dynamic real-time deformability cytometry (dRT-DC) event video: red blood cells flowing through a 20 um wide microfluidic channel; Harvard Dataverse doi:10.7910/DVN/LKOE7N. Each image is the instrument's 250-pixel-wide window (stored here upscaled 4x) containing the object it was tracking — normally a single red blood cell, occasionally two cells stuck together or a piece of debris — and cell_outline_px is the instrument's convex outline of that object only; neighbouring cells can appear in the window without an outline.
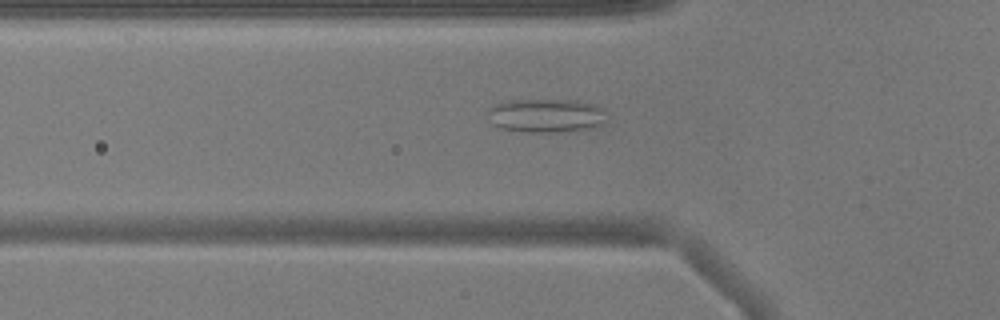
{"species": "common noctule bat (a hibernating species)", "species_latin": "Nyctalus noctula", "temperature_condition": "warm", "stored_images_in_passage": 45, "camera_frame_rate_fps": 3000, "um_per_image_px": 0.085, "animal": {"sex": "male", "body_mass_g": 17.9}, "frame": {"image": 1, "passage_image": 10, "time_ms": 3.0, "image_size_px": [1000, 320], "cell_outline_px": [[604, 120], [600, 124], [592, 128], [556, 132], [524, 132], [500, 128], [492, 124], [488, 112], [496, 104], [508, 100], [576, 100], [596, 104], [604, 108]], "centroid_in_image_um": [46.42, 9.82], "position_along_channel_um": 79.4, "area_um2": 23.29}}
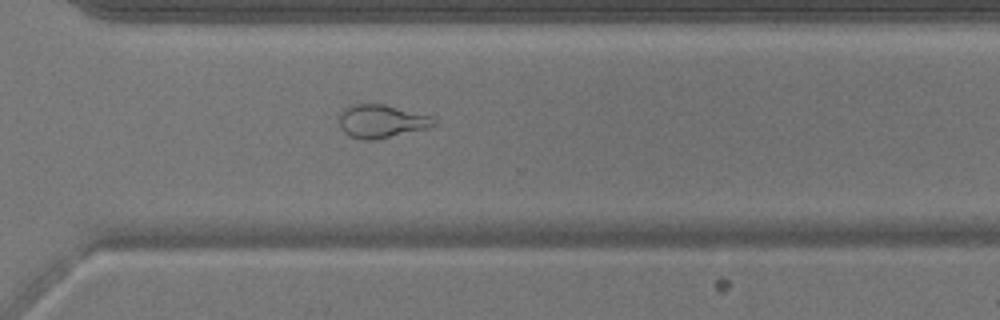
{"frame": {"image": 2, "passage_image": 30, "time_ms": 9.667, "image_size_px": [1000, 320], "cell_outline_px": [[436, 128], [368, 140], [364, 140], [348, 136], [340, 128], [340, 112], [348, 104], [384, 104], [428, 116], [436, 120]], "centroid_in_image_um": [32.43, 10.31], "position_along_channel_um": 338.2, "area_um2": 18.38}}
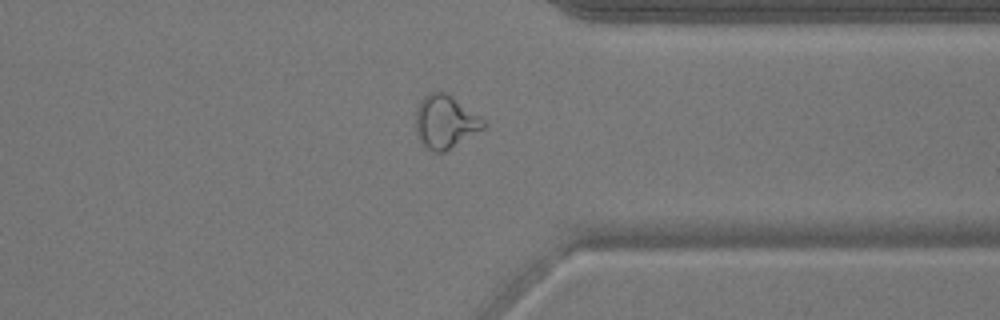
{"frame": {"image": 3, "passage_image": 33, "time_ms": 10.667, "image_size_px": [1000, 320], "cell_outline_px": [[488, 124], [484, 128], [444, 152], [432, 152], [424, 148], [416, 136], [416, 108], [420, 100], [428, 92], [448, 92], [480, 116]], "centroid_in_image_um": [37.82, 10.35], "position_along_channel_um": 373.6, "area_um2": 21.33}}